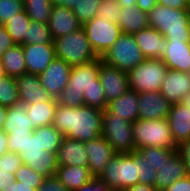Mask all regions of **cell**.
Wrapping results in <instances>:
<instances>
[{"instance_id":"21","label":"cell","mask_w":190,"mask_h":191,"mask_svg":"<svg viewBox=\"0 0 190 191\" xmlns=\"http://www.w3.org/2000/svg\"><path fill=\"white\" fill-rule=\"evenodd\" d=\"M48 26L53 39L68 35L82 27L72 9L54 4Z\"/></svg>"},{"instance_id":"4","label":"cell","mask_w":190,"mask_h":191,"mask_svg":"<svg viewBox=\"0 0 190 191\" xmlns=\"http://www.w3.org/2000/svg\"><path fill=\"white\" fill-rule=\"evenodd\" d=\"M140 160L137 153H116L99 176L109 188L125 191L139 183Z\"/></svg>"},{"instance_id":"15","label":"cell","mask_w":190,"mask_h":191,"mask_svg":"<svg viewBox=\"0 0 190 191\" xmlns=\"http://www.w3.org/2000/svg\"><path fill=\"white\" fill-rule=\"evenodd\" d=\"M26 70L29 74L43 73L56 58L54 42L45 44H24Z\"/></svg>"},{"instance_id":"61","label":"cell","mask_w":190,"mask_h":191,"mask_svg":"<svg viewBox=\"0 0 190 191\" xmlns=\"http://www.w3.org/2000/svg\"><path fill=\"white\" fill-rule=\"evenodd\" d=\"M106 191H117V190L112 189V188H109V189H108V190H106Z\"/></svg>"},{"instance_id":"7","label":"cell","mask_w":190,"mask_h":191,"mask_svg":"<svg viewBox=\"0 0 190 191\" xmlns=\"http://www.w3.org/2000/svg\"><path fill=\"white\" fill-rule=\"evenodd\" d=\"M100 58L107 66L125 72H129L146 59L135 42L133 34L127 33H122Z\"/></svg>"},{"instance_id":"32","label":"cell","mask_w":190,"mask_h":191,"mask_svg":"<svg viewBox=\"0 0 190 191\" xmlns=\"http://www.w3.org/2000/svg\"><path fill=\"white\" fill-rule=\"evenodd\" d=\"M53 6L48 0H24V10L33 22L48 24Z\"/></svg>"},{"instance_id":"43","label":"cell","mask_w":190,"mask_h":191,"mask_svg":"<svg viewBox=\"0 0 190 191\" xmlns=\"http://www.w3.org/2000/svg\"><path fill=\"white\" fill-rule=\"evenodd\" d=\"M32 133L27 134H15L10 133L7 135L8 137V148L10 152L18 153L20 150H23L24 143L28 137L31 136Z\"/></svg>"},{"instance_id":"10","label":"cell","mask_w":190,"mask_h":191,"mask_svg":"<svg viewBox=\"0 0 190 191\" xmlns=\"http://www.w3.org/2000/svg\"><path fill=\"white\" fill-rule=\"evenodd\" d=\"M41 148L38 127L26 139L24 148L18 152V155L24 164L31 167L39 175L45 178L53 176L59 167L56 153L46 152Z\"/></svg>"},{"instance_id":"35","label":"cell","mask_w":190,"mask_h":191,"mask_svg":"<svg viewBox=\"0 0 190 191\" xmlns=\"http://www.w3.org/2000/svg\"><path fill=\"white\" fill-rule=\"evenodd\" d=\"M20 103L18 88L14 77L3 76L0 78V105L11 107Z\"/></svg>"},{"instance_id":"8","label":"cell","mask_w":190,"mask_h":191,"mask_svg":"<svg viewBox=\"0 0 190 191\" xmlns=\"http://www.w3.org/2000/svg\"><path fill=\"white\" fill-rule=\"evenodd\" d=\"M168 67L161 59H145L128 72L130 90L159 92Z\"/></svg>"},{"instance_id":"52","label":"cell","mask_w":190,"mask_h":191,"mask_svg":"<svg viewBox=\"0 0 190 191\" xmlns=\"http://www.w3.org/2000/svg\"><path fill=\"white\" fill-rule=\"evenodd\" d=\"M125 191H158V190L155 186L143 183H137L134 186L128 187Z\"/></svg>"},{"instance_id":"22","label":"cell","mask_w":190,"mask_h":191,"mask_svg":"<svg viewBox=\"0 0 190 191\" xmlns=\"http://www.w3.org/2000/svg\"><path fill=\"white\" fill-rule=\"evenodd\" d=\"M176 146L190 139V108L183 103L172 104L167 116Z\"/></svg>"},{"instance_id":"50","label":"cell","mask_w":190,"mask_h":191,"mask_svg":"<svg viewBox=\"0 0 190 191\" xmlns=\"http://www.w3.org/2000/svg\"><path fill=\"white\" fill-rule=\"evenodd\" d=\"M177 151L181 154L190 175V139L177 146Z\"/></svg>"},{"instance_id":"24","label":"cell","mask_w":190,"mask_h":191,"mask_svg":"<svg viewBox=\"0 0 190 191\" xmlns=\"http://www.w3.org/2000/svg\"><path fill=\"white\" fill-rule=\"evenodd\" d=\"M161 60L169 69L188 73L190 68V42L167 41L165 54Z\"/></svg>"},{"instance_id":"26","label":"cell","mask_w":190,"mask_h":191,"mask_svg":"<svg viewBox=\"0 0 190 191\" xmlns=\"http://www.w3.org/2000/svg\"><path fill=\"white\" fill-rule=\"evenodd\" d=\"M138 104V93L129 89L119 98L107 103L106 111L134 122L138 119Z\"/></svg>"},{"instance_id":"13","label":"cell","mask_w":190,"mask_h":191,"mask_svg":"<svg viewBox=\"0 0 190 191\" xmlns=\"http://www.w3.org/2000/svg\"><path fill=\"white\" fill-rule=\"evenodd\" d=\"M99 80L107 103L119 98L129 87L128 72L107 66L100 61Z\"/></svg>"},{"instance_id":"40","label":"cell","mask_w":190,"mask_h":191,"mask_svg":"<svg viewBox=\"0 0 190 191\" xmlns=\"http://www.w3.org/2000/svg\"><path fill=\"white\" fill-rule=\"evenodd\" d=\"M97 10L96 16L107 22L118 23L122 8L117 4V0H102Z\"/></svg>"},{"instance_id":"27","label":"cell","mask_w":190,"mask_h":191,"mask_svg":"<svg viewBox=\"0 0 190 191\" xmlns=\"http://www.w3.org/2000/svg\"><path fill=\"white\" fill-rule=\"evenodd\" d=\"M55 175L69 191L77 190L93 178L88 166L59 165Z\"/></svg>"},{"instance_id":"46","label":"cell","mask_w":190,"mask_h":191,"mask_svg":"<svg viewBox=\"0 0 190 191\" xmlns=\"http://www.w3.org/2000/svg\"><path fill=\"white\" fill-rule=\"evenodd\" d=\"M15 45L5 26L0 25V58L11 47Z\"/></svg>"},{"instance_id":"1","label":"cell","mask_w":190,"mask_h":191,"mask_svg":"<svg viewBox=\"0 0 190 191\" xmlns=\"http://www.w3.org/2000/svg\"><path fill=\"white\" fill-rule=\"evenodd\" d=\"M101 58L71 67L66 88L57 99L67 107H90L106 110L107 101L99 80Z\"/></svg>"},{"instance_id":"57","label":"cell","mask_w":190,"mask_h":191,"mask_svg":"<svg viewBox=\"0 0 190 191\" xmlns=\"http://www.w3.org/2000/svg\"><path fill=\"white\" fill-rule=\"evenodd\" d=\"M56 4L64 6L68 9H73L76 5V0H57Z\"/></svg>"},{"instance_id":"53","label":"cell","mask_w":190,"mask_h":191,"mask_svg":"<svg viewBox=\"0 0 190 191\" xmlns=\"http://www.w3.org/2000/svg\"><path fill=\"white\" fill-rule=\"evenodd\" d=\"M10 191H37L32 185H26L18 181H13Z\"/></svg>"},{"instance_id":"39","label":"cell","mask_w":190,"mask_h":191,"mask_svg":"<svg viewBox=\"0 0 190 191\" xmlns=\"http://www.w3.org/2000/svg\"><path fill=\"white\" fill-rule=\"evenodd\" d=\"M24 10V0H0V25L5 26L16 14Z\"/></svg>"},{"instance_id":"12","label":"cell","mask_w":190,"mask_h":191,"mask_svg":"<svg viewBox=\"0 0 190 191\" xmlns=\"http://www.w3.org/2000/svg\"><path fill=\"white\" fill-rule=\"evenodd\" d=\"M71 67L66 61L55 58L46 70L38 75L41 85L52 98L58 99L62 91L66 88Z\"/></svg>"},{"instance_id":"11","label":"cell","mask_w":190,"mask_h":191,"mask_svg":"<svg viewBox=\"0 0 190 191\" xmlns=\"http://www.w3.org/2000/svg\"><path fill=\"white\" fill-rule=\"evenodd\" d=\"M82 28L98 57H101L122 34L117 23L107 22L98 16L84 24Z\"/></svg>"},{"instance_id":"56","label":"cell","mask_w":190,"mask_h":191,"mask_svg":"<svg viewBox=\"0 0 190 191\" xmlns=\"http://www.w3.org/2000/svg\"><path fill=\"white\" fill-rule=\"evenodd\" d=\"M8 107L0 105V130H3Z\"/></svg>"},{"instance_id":"47","label":"cell","mask_w":190,"mask_h":191,"mask_svg":"<svg viewBox=\"0 0 190 191\" xmlns=\"http://www.w3.org/2000/svg\"><path fill=\"white\" fill-rule=\"evenodd\" d=\"M15 170H0V191H10L12 182L15 181Z\"/></svg>"},{"instance_id":"54","label":"cell","mask_w":190,"mask_h":191,"mask_svg":"<svg viewBox=\"0 0 190 191\" xmlns=\"http://www.w3.org/2000/svg\"><path fill=\"white\" fill-rule=\"evenodd\" d=\"M6 152H9L8 137L3 130H0V156Z\"/></svg>"},{"instance_id":"49","label":"cell","mask_w":190,"mask_h":191,"mask_svg":"<svg viewBox=\"0 0 190 191\" xmlns=\"http://www.w3.org/2000/svg\"><path fill=\"white\" fill-rule=\"evenodd\" d=\"M163 191H190V175L174 181L169 187Z\"/></svg>"},{"instance_id":"23","label":"cell","mask_w":190,"mask_h":191,"mask_svg":"<svg viewBox=\"0 0 190 191\" xmlns=\"http://www.w3.org/2000/svg\"><path fill=\"white\" fill-rule=\"evenodd\" d=\"M56 156L62 166H88L85 144L79 140L64 137Z\"/></svg>"},{"instance_id":"58","label":"cell","mask_w":190,"mask_h":191,"mask_svg":"<svg viewBox=\"0 0 190 191\" xmlns=\"http://www.w3.org/2000/svg\"><path fill=\"white\" fill-rule=\"evenodd\" d=\"M184 105L188 106L190 108V93L186 95V97L182 100Z\"/></svg>"},{"instance_id":"34","label":"cell","mask_w":190,"mask_h":191,"mask_svg":"<svg viewBox=\"0 0 190 191\" xmlns=\"http://www.w3.org/2000/svg\"><path fill=\"white\" fill-rule=\"evenodd\" d=\"M64 137L53 124L39 127V143L43 151L57 153Z\"/></svg>"},{"instance_id":"51","label":"cell","mask_w":190,"mask_h":191,"mask_svg":"<svg viewBox=\"0 0 190 191\" xmlns=\"http://www.w3.org/2000/svg\"><path fill=\"white\" fill-rule=\"evenodd\" d=\"M157 4V0H137V6L141 11L149 13Z\"/></svg>"},{"instance_id":"9","label":"cell","mask_w":190,"mask_h":191,"mask_svg":"<svg viewBox=\"0 0 190 191\" xmlns=\"http://www.w3.org/2000/svg\"><path fill=\"white\" fill-rule=\"evenodd\" d=\"M102 137L113 147L116 153H135L132 122L102 110Z\"/></svg>"},{"instance_id":"36","label":"cell","mask_w":190,"mask_h":191,"mask_svg":"<svg viewBox=\"0 0 190 191\" xmlns=\"http://www.w3.org/2000/svg\"><path fill=\"white\" fill-rule=\"evenodd\" d=\"M101 3L102 0H76V5L72 11L83 26L96 16Z\"/></svg>"},{"instance_id":"3","label":"cell","mask_w":190,"mask_h":191,"mask_svg":"<svg viewBox=\"0 0 190 191\" xmlns=\"http://www.w3.org/2000/svg\"><path fill=\"white\" fill-rule=\"evenodd\" d=\"M149 27L165 36L167 41L190 42V12L156 4L148 13Z\"/></svg>"},{"instance_id":"38","label":"cell","mask_w":190,"mask_h":191,"mask_svg":"<svg viewBox=\"0 0 190 191\" xmlns=\"http://www.w3.org/2000/svg\"><path fill=\"white\" fill-rule=\"evenodd\" d=\"M14 176L16 181L26 185H32V188L36 190L39 189L45 179V177L39 175L24 163H22V165L16 170Z\"/></svg>"},{"instance_id":"19","label":"cell","mask_w":190,"mask_h":191,"mask_svg":"<svg viewBox=\"0 0 190 191\" xmlns=\"http://www.w3.org/2000/svg\"><path fill=\"white\" fill-rule=\"evenodd\" d=\"M189 175L186 164L184 163L181 154L175 150L164 163L159 171L156 172L154 186L158 191H163L169 187L174 181L187 177Z\"/></svg>"},{"instance_id":"41","label":"cell","mask_w":190,"mask_h":191,"mask_svg":"<svg viewBox=\"0 0 190 191\" xmlns=\"http://www.w3.org/2000/svg\"><path fill=\"white\" fill-rule=\"evenodd\" d=\"M137 158L140 160V175H138L139 183L154 186L156 170L152 165H148L146 160L141 158L138 154Z\"/></svg>"},{"instance_id":"20","label":"cell","mask_w":190,"mask_h":191,"mask_svg":"<svg viewBox=\"0 0 190 191\" xmlns=\"http://www.w3.org/2000/svg\"><path fill=\"white\" fill-rule=\"evenodd\" d=\"M133 37L146 59L163 58L167 40L156 29L148 27L133 34Z\"/></svg>"},{"instance_id":"60","label":"cell","mask_w":190,"mask_h":191,"mask_svg":"<svg viewBox=\"0 0 190 191\" xmlns=\"http://www.w3.org/2000/svg\"><path fill=\"white\" fill-rule=\"evenodd\" d=\"M48 1H50V2H52L54 4L57 2V0H48Z\"/></svg>"},{"instance_id":"55","label":"cell","mask_w":190,"mask_h":191,"mask_svg":"<svg viewBox=\"0 0 190 191\" xmlns=\"http://www.w3.org/2000/svg\"><path fill=\"white\" fill-rule=\"evenodd\" d=\"M117 4L121 8H132L137 6V0H117Z\"/></svg>"},{"instance_id":"6","label":"cell","mask_w":190,"mask_h":191,"mask_svg":"<svg viewBox=\"0 0 190 191\" xmlns=\"http://www.w3.org/2000/svg\"><path fill=\"white\" fill-rule=\"evenodd\" d=\"M56 58L75 66L99 58L92 49L84 29L81 27L68 35L53 40Z\"/></svg>"},{"instance_id":"25","label":"cell","mask_w":190,"mask_h":191,"mask_svg":"<svg viewBox=\"0 0 190 191\" xmlns=\"http://www.w3.org/2000/svg\"><path fill=\"white\" fill-rule=\"evenodd\" d=\"M35 128L32 125V120L27 115L25 104L17 103L8 107L3 131L8 135L33 133Z\"/></svg>"},{"instance_id":"28","label":"cell","mask_w":190,"mask_h":191,"mask_svg":"<svg viewBox=\"0 0 190 191\" xmlns=\"http://www.w3.org/2000/svg\"><path fill=\"white\" fill-rule=\"evenodd\" d=\"M117 24L122 33L135 34L149 27L148 13L141 11L138 6L122 8Z\"/></svg>"},{"instance_id":"17","label":"cell","mask_w":190,"mask_h":191,"mask_svg":"<svg viewBox=\"0 0 190 191\" xmlns=\"http://www.w3.org/2000/svg\"><path fill=\"white\" fill-rule=\"evenodd\" d=\"M159 93L171 104L182 102L190 93V75L168 68Z\"/></svg>"},{"instance_id":"14","label":"cell","mask_w":190,"mask_h":191,"mask_svg":"<svg viewBox=\"0 0 190 191\" xmlns=\"http://www.w3.org/2000/svg\"><path fill=\"white\" fill-rule=\"evenodd\" d=\"M84 144L88 155V169L93 177H99L116 152L102 136Z\"/></svg>"},{"instance_id":"31","label":"cell","mask_w":190,"mask_h":191,"mask_svg":"<svg viewBox=\"0 0 190 191\" xmlns=\"http://www.w3.org/2000/svg\"><path fill=\"white\" fill-rule=\"evenodd\" d=\"M30 22L27 13L23 10L5 24V28L15 44H27V31Z\"/></svg>"},{"instance_id":"37","label":"cell","mask_w":190,"mask_h":191,"mask_svg":"<svg viewBox=\"0 0 190 191\" xmlns=\"http://www.w3.org/2000/svg\"><path fill=\"white\" fill-rule=\"evenodd\" d=\"M53 40L48 24L30 22L27 31V44H45L51 43Z\"/></svg>"},{"instance_id":"2","label":"cell","mask_w":190,"mask_h":191,"mask_svg":"<svg viewBox=\"0 0 190 191\" xmlns=\"http://www.w3.org/2000/svg\"><path fill=\"white\" fill-rule=\"evenodd\" d=\"M53 125L69 139L88 142L102 136V110L87 105L67 107L57 102Z\"/></svg>"},{"instance_id":"29","label":"cell","mask_w":190,"mask_h":191,"mask_svg":"<svg viewBox=\"0 0 190 191\" xmlns=\"http://www.w3.org/2000/svg\"><path fill=\"white\" fill-rule=\"evenodd\" d=\"M5 75L19 77L27 73L23 46L15 44L9 48L0 58Z\"/></svg>"},{"instance_id":"44","label":"cell","mask_w":190,"mask_h":191,"mask_svg":"<svg viewBox=\"0 0 190 191\" xmlns=\"http://www.w3.org/2000/svg\"><path fill=\"white\" fill-rule=\"evenodd\" d=\"M37 191H69L67 187L56 177H46Z\"/></svg>"},{"instance_id":"18","label":"cell","mask_w":190,"mask_h":191,"mask_svg":"<svg viewBox=\"0 0 190 191\" xmlns=\"http://www.w3.org/2000/svg\"><path fill=\"white\" fill-rule=\"evenodd\" d=\"M19 100L22 104L42 103L51 101L52 96L41 85L39 76L26 73L15 78Z\"/></svg>"},{"instance_id":"33","label":"cell","mask_w":190,"mask_h":191,"mask_svg":"<svg viewBox=\"0 0 190 191\" xmlns=\"http://www.w3.org/2000/svg\"><path fill=\"white\" fill-rule=\"evenodd\" d=\"M177 149H166L161 147H147L137 149L136 153L146 160L148 165H152L156 172L159 171V168L168 162L171 154Z\"/></svg>"},{"instance_id":"16","label":"cell","mask_w":190,"mask_h":191,"mask_svg":"<svg viewBox=\"0 0 190 191\" xmlns=\"http://www.w3.org/2000/svg\"><path fill=\"white\" fill-rule=\"evenodd\" d=\"M138 103V119L167 118L172 107V104L159 92L138 93Z\"/></svg>"},{"instance_id":"45","label":"cell","mask_w":190,"mask_h":191,"mask_svg":"<svg viewBox=\"0 0 190 191\" xmlns=\"http://www.w3.org/2000/svg\"><path fill=\"white\" fill-rule=\"evenodd\" d=\"M109 187L99 177H93L90 181L82 185L75 191H106Z\"/></svg>"},{"instance_id":"30","label":"cell","mask_w":190,"mask_h":191,"mask_svg":"<svg viewBox=\"0 0 190 191\" xmlns=\"http://www.w3.org/2000/svg\"><path fill=\"white\" fill-rule=\"evenodd\" d=\"M57 102V99L53 98L51 101L26 104L27 115L31 118L35 129L53 124Z\"/></svg>"},{"instance_id":"5","label":"cell","mask_w":190,"mask_h":191,"mask_svg":"<svg viewBox=\"0 0 190 191\" xmlns=\"http://www.w3.org/2000/svg\"><path fill=\"white\" fill-rule=\"evenodd\" d=\"M132 130L137 149L154 146L177 149L167 118L159 120L137 119L132 122Z\"/></svg>"},{"instance_id":"48","label":"cell","mask_w":190,"mask_h":191,"mask_svg":"<svg viewBox=\"0 0 190 191\" xmlns=\"http://www.w3.org/2000/svg\"><path fill=\"white\" fill-rule=\"evenodd\" d=\"M190 0H157V4L177 10H188Z\"/></svg>"},{"instance_id":"59","label":"cell","mask_w":190,"mask_h":191,"mask_svg":"<svg viewBox=\"0 0 190 191\" xmlns=\"http://www.w3.org/2000/svg\"><path fill=\"white\" fill-rule=\"evenodd\" d=\"M3 76H5V72H4V69H3L1 61H0V78Z\"/></svg>"},{"instance_id":"42","label":"cell","mask_w":190,"mask_h":191,"mask_svg":"<svg viewBox=\"0 0 190 191\" xmlns=\"http://www.w3.org/2000/svg\"><path fill=\"white\" fill-rule=\"evenodd\" d=\"M22 163L18 153L9 151L0 156V170L16 171Z\"/></svg>"}]
</instances>
